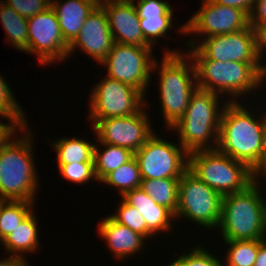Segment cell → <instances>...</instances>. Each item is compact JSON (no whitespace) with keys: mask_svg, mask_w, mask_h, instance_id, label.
Returning a JSON list of instances; mask_svg holds the SVG:
<instances>
[{"mask_svg":"<svg viewBox=\"0 0 266 266\" xmlns=\"http://www.w3.org/2000/svg\"><path fill=\"white\" fill-rule=\"evenodd\" d=\"M135 2H138L137 4ZM139 18L146 16H173V6L163 0H136L134 1Z\"/></svg>","mask_w":266,"mask_h":266,"instance_id":"cell-35","label":"cell"},{"mask_svg":"<svg viewBox=\"0 0 266 266\" xmlns=\"http://www.w3.org/2000/svg\"><path fill=\"white\" fill-rule=\"evenodd\" d=\"M195 40L197 38L193 37L187 41L188 54L193 60L260 63L256 53L255 31L250 25L237 32L203 38L201 43L199 39Z\"/></svg>","mask_w":266,"mask_h":266,"instance_id":"cell-11","label":"cell"},{"mask_svg":"<svg viewBox=\"0 0 266 266\" xmlns=\"http://www.w3.org/2000/svg\"><path fill=\"white\" fill-rule=\"evenodd\" d=\"M0 20L7 42L15 49L28 52V19L20 16L10 6L0 1Z\"/></svg>","mask_w":266,"mask_h":266,"instance_id":"cell-24","label":"cell"},{"mask_svg":"<svg viewBox=\"0 0 266 266\" xmlns=\"http://www.w3.org/2000/svg\"><path fill=\"white\" fill-rule=\"evenodd\" d=\"M219 99V94L197 87L184 115L170 128L169 132L178 133L179 144L188 153L217 148L221 115L229 102Z\"/></svg>","mask_w":266,"mask_h":266,"instance_id":"cell-5","label":"cell"},{"mask_svg":"<svg viewBox=\"0 0 266 266\" xmlns=\"http://www.w3.org/2000/svg\"><path fill=\"white\" fill-rule=\"evenodd\" d=\"M98 144L102 147H98ZM95 143L94 146V172L97 181L101 182L109 173L115 171L121 165L127 163L134 157L131 150L109 145L101 142ZM105 146V147H104ZM102 148V151H100Z\"/></svg>","mask_w":266,"mask_h":266,"instance_id":"cell-23","label":"cell"},{"mask_svg":"<svg viewBox=\"0 0 266 266\" xmlns=\"http://www.w3.org/2000/svg\"><path fill=\"white\" fill-rule=\"evenodd\" d=\"M261 181L256 178L244 190L222 197L218 225L222 240H266V200L259 188L265 184Z\"/></svg>","mask_w":266,"mask_h":266,"instance_id":"cell-3","label":"cell"},{"mask_svg":"<svg viewBox=\"0 0 266 266\" xmlns=\"http://www.w3.org/2000/svg\"><path fill=\"white\" fill-rule=\"evenodd\" d=\"M35 202L0 200V239L3 241L33 211Z\"/></svg>","mask_w":266,"mask_h":266,"instance_id":"cell-26","label":"cell"},{"mask_svg":"<svg viewBox=\"0 0 266 266\" xmlns=\"http://www.w3.org/2000/svg\"><path fill=\"white\" fill-rule=\"evenodd\" d=\"M2 118L3 117H0L1 120ZM7 122L8 123H3L0 121V149L12 135L16 134L17 136L16 132L21 128L14 120H8Z\"/></svg>","mask_w":266,"mask_h":266,"instance_id":"cell-38","label":"cell"},{"mask_svg":"<svg viewBox=\"0 0 266 266\" xmlns=\"http://www.w3.org/2000/svg\"><path fill=\"white\" fill-rule=\"evenodd\" d=\"M165 266H185V265L178 258H176L170 264H167Z\"/></svg>","mask_w":266,"mask_h":266,"instance_id":"cell-44","label":"cell"},{"mask_svg":"<svg viewBox=\"0 0 266 266\" xmlns=\"http://www.w3.org/2000/svg\"><path fill=\"white\" fill-rule=\"evenodd\" d=\"M169 49H164L161 63L155 59L153 64L154 71L159 68L161 115L164 117L166 129H170L184 115L191 94L198 87L196 68L191 56L188 53L185 54V51L183 53L178 49L175 51Z\"/></svg>","mask_w":266,"mask_h":266,"instance_id":"cell-4","label":"cell"},{"mask_svg":"<svg viewBox=\"0 0 266 266\" xmlns=\"http://www.w3.org/2000/svg\"><path fill=\"white\" fill-rule=\"evenodd\" d=\"M60 175L78 184H84L86 182L94 180L97 182L94 163H71V164H58Z\"/></svg>","mask_w":266,"mask_h":266,"instance_id":"cell-32","label":"cell"},{"mask_svg":"<svg viewBox=\"0 0 266 266\" xmlns=\"http://www.w3.org/2000/svg\"><path fill=\"white\" fill-rule=\"evenodd\" d=\"M147 103L146 101V106L134 115L97 121L92 126L93 133H96V140L101 143L124 147L135 153L155 133L150 124V117L144 110Z\"/></svg>","mask_w":266,"mask_h":266,"instance_id":"cell-14","label":"cell"},{"mask_svg":"<svg viewBox=\"0 0 266 266\" xmlns=\"http://www.w3.org/2000/svg\"><path fill=\"white\" fill-rule=\"evenodd\" d=\"M57 164L94 163L95 143L80 137H62L52 142Z\"/></svg>","mask_w":266,"mask_h":266,"instance_id":"cell-22","label":"cell"},{"mask_svg":"<svg viewBox=\"0 0 266 266\" xmlns=\"http://www.w3.org/2000/svg\"><path fill=\"white\" fill-rule=\"evenodd\" d=\"M33 212L2 241L1 246L4 247L5 253L25 258V253L34 254L35 251H39L41 245L38 238V220Z\"/></svg>","mask_w":266,"mask_h":266,"instance_id":"cell-21","label":"cell"},{"mask_svg":"<svg viewBox=\"0 0 266 266\" xmlns=\"http://www.w3.org/2000/svg\"><path fill=\"white\" fill-rule=\"evenodd\" d=\"M254 31L257 57L260 64L266 69V65L263 62L264 54H266V23L257 26Z\"/></svg>","mask_w":266,"mask_h":266,"instance_id":"cell-37","label":"cell"},{"mask_svg":"<svg viewBox=\"0 0 266 266\" xmlns=\"http://www.w3.org/2000/svg\"><path fill=\"white\" fill-rule=\"evenodd\" d=\"M213 1L221 5L241 9L245 11L248 15H250L256 0H213Z\"/></svg>","mask_w":266,"mask_h":266,"instance_id":"cell-39","label":"cell"},{"mask_svg":"<svg viewBox=\"0 0 266 266\" xmlns=\"http://www.w3.org/2000/svg\"><path fill=\"white\" fill-rule=\"evenodd\" d=\"M68 49L52 7L28 18V54L36 55L40 65L66 61Z\"/></svg>","mask_w":266,"mask_h":266,"instance_id":"cell-15","label":"cell"},{"mask_svg":"<svg viewBox=\"0 0 266 266\" xmlns=\"http://www.w3.org/2000/svg\"><path fill=\"white\" fill-rule=\"evenodd\" d=\"M127 204L137 208L146 221V239L173 230L175 215L166 207L158 205L141 188L133 189L121 197ZM171 229V230H170Z\"/></svg>","mask_w":266,"mask_h":266,"instance_id":"cell-19","label":"cell"},{"mask_svg":"<svg viewBox=\"0 0 266 266\" xmlns=\"http://www.w3.org/2000/svg\"><path fill=\"white\" fill-rule=\"evenodd\" d=\"M172 16H146L140 18V28L145 40L153 47L159 38L166 37L169 29H173Z\"/></svg>","mask_w":266,"mask_h":266,"instance_id":"cell-30","label":"cell"},{"mask_svg":"<svg viewBox=\"0 0 266 266\" xmlns=\"http://www.w3.org/2000/svg\"><path fill=\"white\" fill-rule=\"evenodd\" d=\"M28 129V125L21 127L24 135H12L0 149V200L36 202L39 180L33 159L35 138Z\"/></svg>","mask_w":266,"mask_h":266,"instance_id":"cell-2","label":"cell"},{"mask_svg":"<svg viewBox=\"0 0 266 266\" xmlns=\"http://www.w3.org/2000/svg\"><path fill=\"white\" fill-rule=\"evenodd\" d=\"M188 170L222 197L244 190L256 179L245 163L217 148L189 153Z\"/></svg>","mask_w":266,"mask_h":266,"instance_id":"cell-7","label":"cell"},{"mask_svg":"<svg viewBox=\"0 0 266 266\" xmlns=\"http://www.w3.org/2000/svg\"><path fill=\"white\" fill-rule=\"evenodd\" d=\"M180 178L142 179L140 188L156 204L169 209L174 215L178 207Z\"/></svg>","mask_w":266,"mask_h":266,"instance_id":"cell-25","label":"cell"},{"mask_svg":"<svg viewBox=\"0 0 266 266\" xmlns=\"http://www.w3.org/2000/svg\"><path fill=\"white\" fill-rule=\"evenodd\" d=\"M222 196L187 170L179 181L175 219L185 218L206 229H218Z\"/></svg>","mask_w":266,"mask_h":266,"instance_id":"cell-8","label":"cell"},{"mask_svg":"<svg viewBox=\"0 0 266 266\" xmlns=\"http://www.w3.org/2000/svg\"><path fill=\"white\" fill-rule=\"evenodd\" d=\"M202 2L201 8L179 28L178 33L206 38L237 32L250 25L249 15L241 9L221 5L213 0Z\"/></svg>","mask_w":266,"mask_h":266,"instance_id":"cell-13","label":"cell"},{"mask_svg":"<svg viewBox=\"0 0 266 266\" xmlns=\"http://www.w3.org/2000/svg\"><path fill=\"white\" fill-rule=\"evenodd\" d=\"M265 176H264V175ZM261 176L266 178V126L262 136V150H261Z\"/></svg>","mask_w":266,"mask_h":266,"instance_id":"cell-41","label":"cell"},{"mask_svg":"<svg viewBox=\"0 0 266 266\" xmlns=\"http://www.w3.org/2000/svg\"><path fill=\"white\" fill-rule=\"evenodd\" d=\"M0 266H30L23 257L9 256L8 258L0 260Z\"/></svg>","mask_w":266,"mask_h":266,"instance_id":"cell-40","label":"cell"},{"mask_svg":"<svg viewBox=\"0 0 266 266\" xmlns=\"http://www.w3.org/2000/svg\"><path fill=\"white\" fill-rule=\"evenodd\" d=\"M243 104L241 100L226 103L221 115L217 149L245 163L256 178L262 179L261 150L266 112H261L260 117Z\"/></svg>","mask_w":266,"mask_h":266,"instance_id":"cell-1","label":"cell"},{"mask_svg":"<svg viewBox=\"0 0 266 266\" xmlns=\"http://www.w3.org/2000/svg\"><path fill=\"white\" fill-rule=\"evenodd\" d=\"M188 152L154 133L134 153L142 179L181 178L188 170Z\"/></svg>","mask_w":266,"mask_h":266,"instance_id":"cell-12","label":"cell"},{"mask_svg":"<svg viewBox=\"0 0 266 266\" xmlns=\"http://www.w3.org/2000/svg\"><path fill=\"white\" fill-rule=\"evenodd\" d=\"M145 98L140 90L104 76L93 86L89 98L90 127L101 119L134 115L146 105Z\"/></svg>","mask_w":266,"mask_h":266,"instance_id":"cell-9","label":"cell"},{"mask_svg":"<svg viewBox=\"0 0 266 266\" xmlns=\"http://www.w3.org/2000/svg\"><path fill=\"white\" fill-rule=\"evenodd\" d=\"M0 74V117L14 120L20 127L28 125L27 118L12 89Z\"/></svg>","mask_w":266,"mask_h":266,"instance_id":"cell-29","label":"cell"},{"mask_svg":"<svg viewBox=\"0 0 266 266\" xmlns=\"http://www.w3.org/2000/svg\"><path fill=\"white\" fill-rule=\"evenodd\" d=\"M152 48L114 43L100 65L107 68L105 76L132 86L145 95L156 58Z\"/></svg>","mask_w":266,"mask_h":266,"instance_id":"cell-10","label":"cell"},{"mask_svg":"<svg viewBox=\"0 0 266 266\" xmlns=\"http://www.w3.org/2000/svg\"><path fill=\"white\" fill-rule=\"evenodd\" d=\"M193 246L190 252H183L177 257L185 266H222L223 262L205 250V247L203 249L199 244Z\"/></svg>","mask_w":266,"mask_h":266,"instance_id":"cell-33","label":"cell"},{"mask_svg":"<svg viewBox=\"0 0 266 266\" xmlns=\"http://www.w3.org/2000/svg\"><path fill=\"white\" fill-rule=\"evenodd\" d=\"M253 266H266V240L259 246L257 258Z\"/></svg>","mask_w":266,"mask_h":266,"instance_id":"cell-42","label":"cell"},{"mask_svg":"<svg viewBox=\"0 0 266 266\" xmlns=\"http://www.w3.org/2000/svg\"><path fill=\"white\" fill-rule=\"evenodd\" d=\"M116 213L109 215L117 223L130 228L146 238V221L137 208L127 204L122 198Z\"/></svg>","mask_w":266,"mask_h":266,"instance_id":"cell-31","label":"cell"},{"mask_svg":"<svg viewBox=\"0 0 266 266\" xmlns=\"http://www.w3.org/2000/svg\"><path fill=\"white\" fill-rule=\"evenodd\" d=\"M141 181L139 165L136 158L133 157L130 161L109 173L101 183L115 187L122 197L125 193L140 188Z\"/></svg>","mask_w":266,"mask_h":266,"instance_id":"cell-27","label":"cell"},{"mask_svg":"<svg viewBox=\"0 0 266 266\" xmlns=\"http://www.w3.org/2000/svg\"><path fill=\"white\" fill-rule=\"evenodd\" d=\"M104 9L115 43L152 47L144 38L134 2L99 3Z\"/></svg>","mask_w":266,"mask_h":266,"instance_id":"cell-17","label":"cell"},{"mask_svg":"<svg viewBox=\"0 0 266 266\" xmlns=\"http://www.w3.org/2000/svg\"><path fill=\"white\" fill-rule=\"evenodd\" d=\"M193 61L198 88L220 96L228 94L229 102H238L240 97H245L248 93L251 95L250 92L258 91L266 82V69L260 63Z\"/></svg>","mask_w":266,"mask_h":266,"instance_id":"cell-6","label":"cell"},{"mask_svg":"<svg viewBox=\"0 0 266 266\" xmlns=\"http://www.w3.org/2000/svg\"><path fill=\"white\" fill-rule=\"evenodd\" d=\"M264 23H266V0H256L249 15V24L255 29Z\"/></svg>","mask_w":266,"mask_h":266,"instance_id":"cell-36","label":"cell"},{"mask_svg":"<svg viewBox=\"0 0 266 266\" xmlns=\"http://www.w3.org/2000/svg\"><path fill=\"white\" fill-rule=\"evenodd\" d=\"M99 5L98 0H52L64 40L70 45L78 36L86 18Z\"/></svg>","mask_w":266,"mask_h":266,"instance_id":"cell-20","label":"cell"},{"mask_svg":"<svg viewBox=\"0 0 266 266\" xmlns=\"http://www.w3.org/2000/svg\"><path fill=\"white\" fill-rule=\"evenodd\" d=\"M97 229L100 238L105 240L110 254L112 253L119 261L141 251L147 240L140 233L117 223L110 216L102 219Z\"/></svg>","mask_w":266,"mask_h":266,"instance_id":"cell-18","label":"cell"},{"mask_svg":"<svg viewBox=\"0 0 266 266\" xmlns=\"http://www.w3.org/2000/svg\"><path fill=\"white\" fill-rule=\"evenodd\" d=\"M20 16L30 18L51 7L52 0H4Z\"/></svg>","mask_w":266,"mask_h":266,"instance_id":"cell-34","label":"cell"},{"mask_svg":"<svg viewBox=\"0 0 266 266\" xmlns=\"http://www.w3.org/2000/svg\"><path fill=\"white\" fill-rule=\"evenodd\" d=\"M99 3H120V2H134L135 0H98Z\"/></svg>","mask_w":266,"mask_h":266,"instance_id":"cell-43","label":"cell"},{"mask_svg":"<svg viewBox=\"0 0 266 266\" xmlns=\"http://www.w3.org/2000/svg\"><path fill=\"white\" fill-rule=\"evenodd\" d=\"M104 9L98 5L86 18L76 39L69 45L68 58L77 48L101 63L114 45Z\"/></svg>","mask_w":266,"mask_h":266,"instance_id":"cell-16","label":"cell"},{"mask_svg":"<svg viewBox=\"0 0 266 266\" xmlns=\"http://www.w3.org/2000/svg\"><path fill=\"white\" fill-rule=\"evenodd\" d=\"M265 240H223L228 245L227 254L222 266H253L259 246Z\"/></svg>","mask_w":266,"mask_h":266,"instance_id":"cell-28","label":"cell"}]
</instances>
